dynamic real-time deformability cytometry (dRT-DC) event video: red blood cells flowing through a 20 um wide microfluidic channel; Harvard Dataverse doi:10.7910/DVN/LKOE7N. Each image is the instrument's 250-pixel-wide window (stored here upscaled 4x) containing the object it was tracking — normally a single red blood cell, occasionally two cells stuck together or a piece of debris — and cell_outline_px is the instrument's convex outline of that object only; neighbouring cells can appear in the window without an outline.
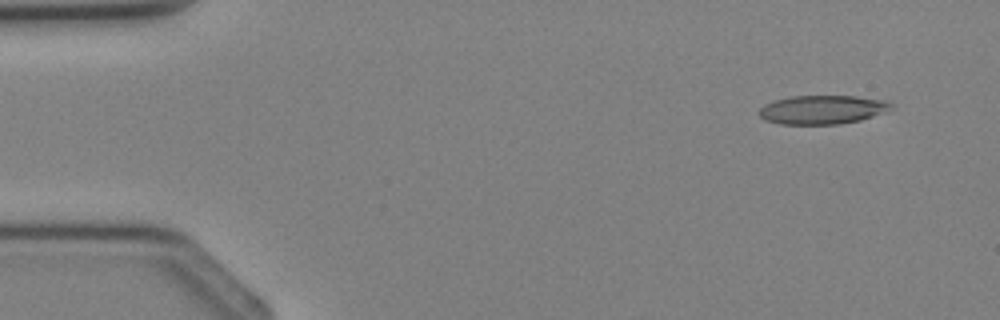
{"species": "Egyptian fruit bat (a non-hibernating species)", "species_latin": "Rousettus aegyptiacus", "temperature_condition": "cold", "stored_images_in_passage": 4, "camera_frame_rate_fps": 3000, "um_per_image_px": 0.085, "animal": {"sex": "female"}, "frame": {"image": 1, "passage_image": 1, "time_ms": 0.0, "image_size_px": [1000, 320], "cell_outline_px": [[892, 108], [872, 116], [860, 120], [840, 124], [780, 124], [764, 120], [760, 116], [760, 108], [764, 104], [772, 100], [792, 96], [856, 96], [888, 100], [892, 104]], "centroid_in_image_um": [69.88, 9.31], "position_along_channel_um": 15.1, "area_um2": 22.2}}
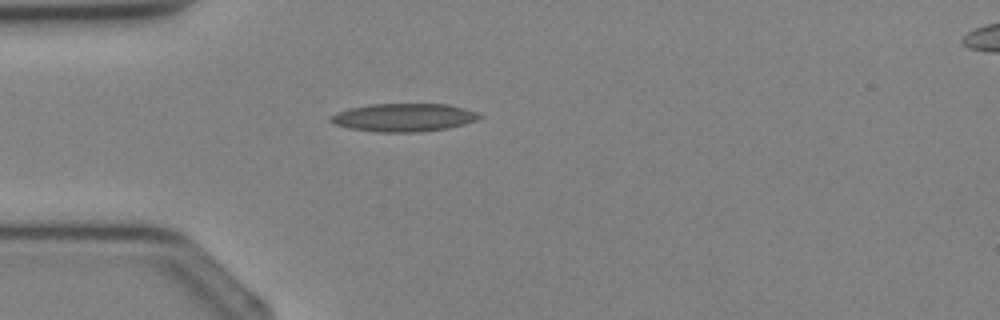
{"frame": {"image": 2, "passage_image": 3, "time_ms": 2.333, "image_size_px": [1000, 320], "cell_outline_px": [[484, 116], [476, 120], [464, 124], [448, 128], [420, 132], [376, 132], [348, 128], [332, 124], [328, 120], [336, 112], [348, 108], [372, 104], [448, 104], [464, 108], [476, 112]], "centroid_in_image_um": [34.29, 9.99], "position_along_channel_um": 50.7, "area_um2": 24.51}}